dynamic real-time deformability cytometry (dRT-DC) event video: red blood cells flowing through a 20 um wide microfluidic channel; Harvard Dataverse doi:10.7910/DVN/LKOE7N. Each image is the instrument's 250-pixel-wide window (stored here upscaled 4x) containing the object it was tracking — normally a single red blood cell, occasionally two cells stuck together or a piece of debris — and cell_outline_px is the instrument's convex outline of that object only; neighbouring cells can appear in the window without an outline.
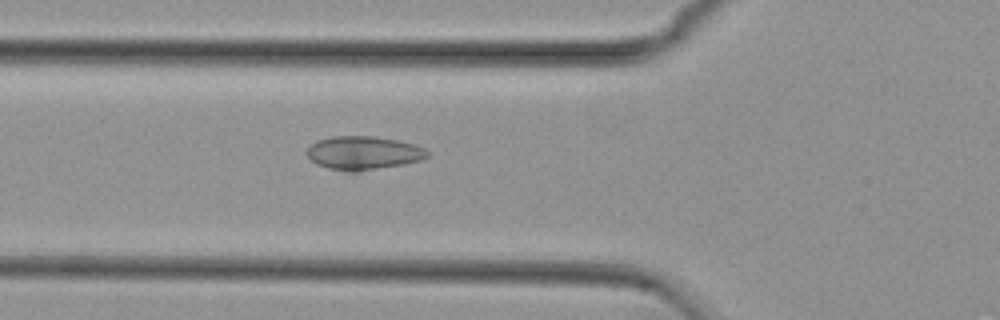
{"species": "common noctule bat (a hibernating species)", "species_latin": "Nyctalus noctula", "temperature_condition": "cold", "stored_images_in_passage": 18, "camera_frame_rate_fps": 3000, "um_per_image_px": 0.085, "animal": {"sex": "female", "body_mass_g": 29.2, "forearm_length_mm": 56.3}, "frame": {"image": 1, "passage_image": 6, "time_ms": 1.667, "image_size_px": [1000, 320], "cell_outline_px": [[428, 156], [420, 160], [404, 164], [360, 172], [344, 172], [328, 168], [316, 164], [308, 156], [308, 148], [316, 140], [332, 136], [372, 136], [396, 140], [412, 144], [424, 148], [428, 152]], "centroid_in_image_um": [30.86, 13.01], "position_along_channel_um": 94.9, "area_um2": 23.52}}
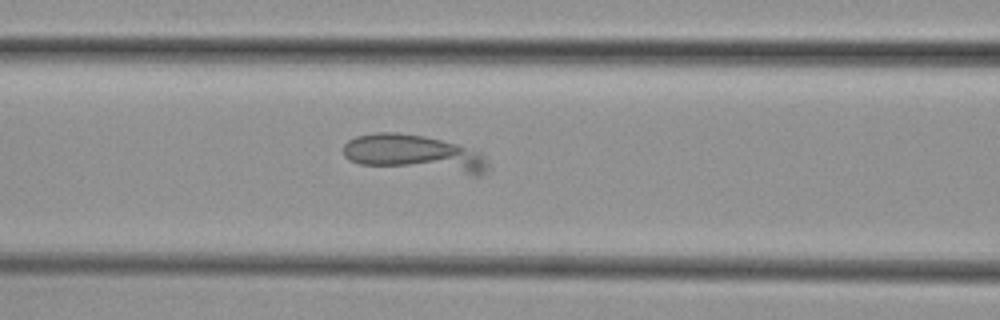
{"frame": {"image": 2, "passage_image": 9, "time_ms": 2.667, "image_size_px": [1000, 320], "cell_outline_px": [[488, 168], [480, 176], [472, 176], [360, 164], [348, 160], [344, 156], [344, 144], [348, 140], [356, 136], [376, 132], [396, 132], [424, 136], [456, 144], [480, 152], [484, 156], [488, 164]], "centroid_in_image_um": [35.23, 13.07], "position_along_channel_um": 131.4, "area_um2": 31.56}}